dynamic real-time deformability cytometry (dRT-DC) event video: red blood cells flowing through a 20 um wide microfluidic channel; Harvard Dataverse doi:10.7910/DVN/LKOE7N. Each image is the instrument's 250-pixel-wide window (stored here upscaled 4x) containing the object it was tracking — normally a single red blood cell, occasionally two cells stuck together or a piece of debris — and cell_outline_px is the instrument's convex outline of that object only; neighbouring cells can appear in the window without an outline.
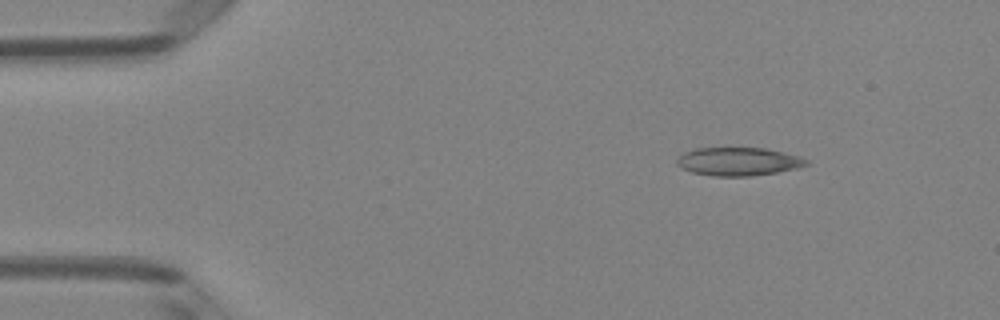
{"species": "Egyptian fruit bat (a non-hibernating species)", "species_latin": "Rousettus aegyptiacus", "temperature_condition": "room temperature", "stored_images_in_passage": 4, "camera_frame_rate_fps": 3000, "um_per_image_px": 0.085, "animal": {"sex": "female"}, "frame": {"image": 1, "passage_image": 1, "time_ms": 0.0, "image_size_px": [1000, 320], "cell_outline_px": [[808, 164], [796, 168], [776, 172], [748, 176], [712, 176], [692, 172], [680, 168], [676, 164], [676, 160], [684, 152], [696, 148], [764, 148], [784, 152], [800, 156], [808, 160]], "centroid_in_image_um": [62.73, 13.73], "position_along_channel_um": 22.3, "area_um2": 21.27}}
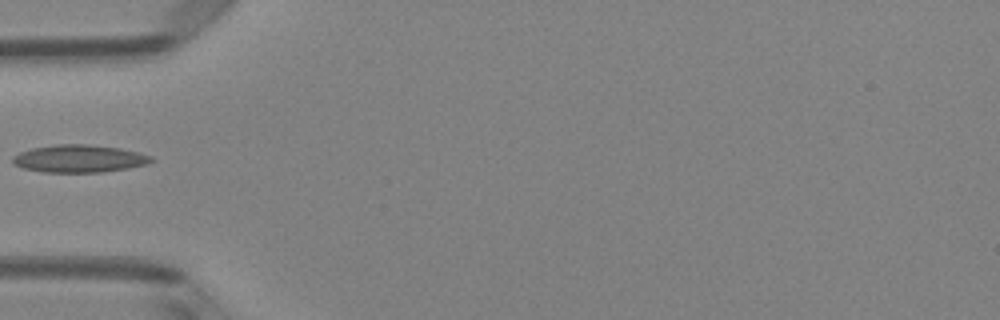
{"frame": {"image": 2, "passage_image": 4, "time_ms": 1.0, "image_size_px": [1000, 320], "cell_outline_px": [[156, 160], [148, 164], [128, 168], [104, 172], [44, 172], [24, 168], [12, 164], [12, 156], [20, 152], [32, 148], [56, 144], [88, 144], [120, 148], [140, 152], [152, 156]], "centroid_in_image_um": [6.76, 13.48], "position_along_channel_um": 78.2, "area_um2": 22.48}}